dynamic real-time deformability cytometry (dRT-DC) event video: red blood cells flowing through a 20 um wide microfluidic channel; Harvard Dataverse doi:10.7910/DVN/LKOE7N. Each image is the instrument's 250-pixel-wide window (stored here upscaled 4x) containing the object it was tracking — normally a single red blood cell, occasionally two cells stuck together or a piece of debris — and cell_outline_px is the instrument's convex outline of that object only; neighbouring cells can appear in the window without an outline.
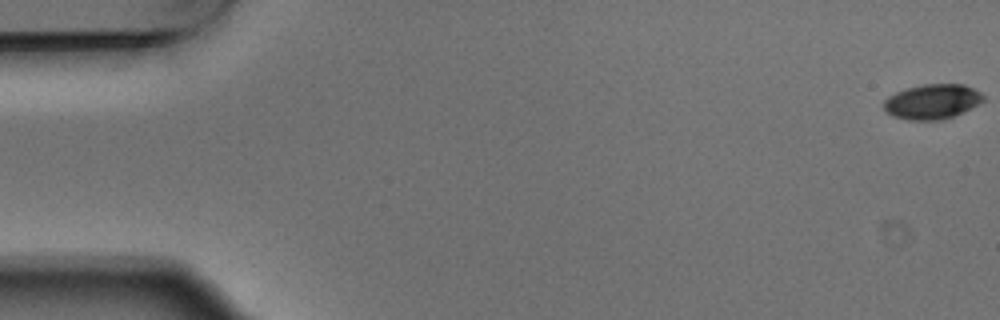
{"species": "Egyptian fruit bat (a non-hibernating species)", "species_latin": "Rousettus aegyptiacus", "temperature_condition": "warm", "stored_images_in_passage": 7, "camera_frame_rate_fps": 3000, "um_per_image_px": 0.085, "animal": {"sex": "male"}, "frame": {"image": 1, "passage_image": 1, "time_ms": 0.0, "image_size_px": [1000, 320], "cell_outline_px": [[984, 100], [952, 116], [940, 120], [908, 120], [892, 116], [884, 108], [884, 100], [888, 96], [896, 92], [908, 88], [924, 84], [964, 84], [980, 92], [984, 96]], "centroid_in_image_um": [79.2, 8.63], "position_along_channel_um": 5.8, "area_um2": 19.88}}
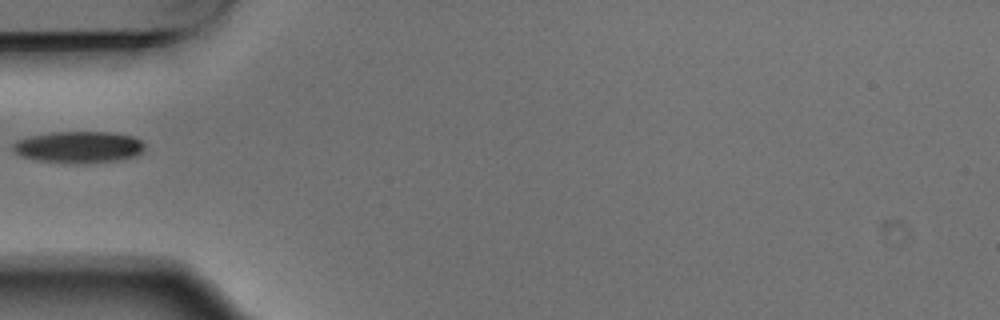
{"frame": {"image": 2, "passage_image": 6, "time_ms": 1.667, "image_size_px": [1000, 320], "cell_outline_px": [[144, 148], [136, 156], [120, 160], [84, 164], [36, 160], [20, 156], [12, 152], [12, 144], [16, 140], [28, 136], [52, 132], [112, 132], [132, 136], [140, 140], [144, 144]], "centroid_in_image_um": [6.65, 12.5], "position_along_channel_um": 78.4, "area_um2": 24.57}}
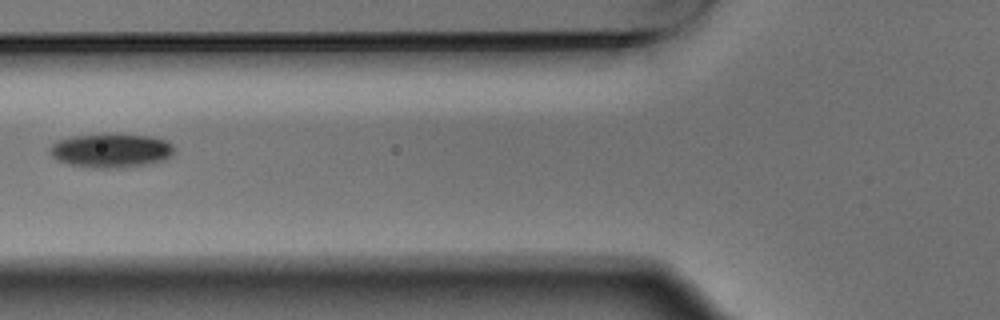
{"frame": {"image": 3, "passage_image": 7, "time_ms": 2.0, "image_size_px": [1000, 320], "cell_outline_px": [[172, 156], [164, 160], [148, 164], [124, 168], [92, 168], [68, 164], [56, 160], [48, 152], [48, 148], [56, 140], [72, 136], [104, 132], [120, 132], [152, 136], [168, 140], [172, 144]], "centroid_in_image_um": [9.41, 12.76], "position_along_channel_um": 116.4, "area_um2": 25.78}}